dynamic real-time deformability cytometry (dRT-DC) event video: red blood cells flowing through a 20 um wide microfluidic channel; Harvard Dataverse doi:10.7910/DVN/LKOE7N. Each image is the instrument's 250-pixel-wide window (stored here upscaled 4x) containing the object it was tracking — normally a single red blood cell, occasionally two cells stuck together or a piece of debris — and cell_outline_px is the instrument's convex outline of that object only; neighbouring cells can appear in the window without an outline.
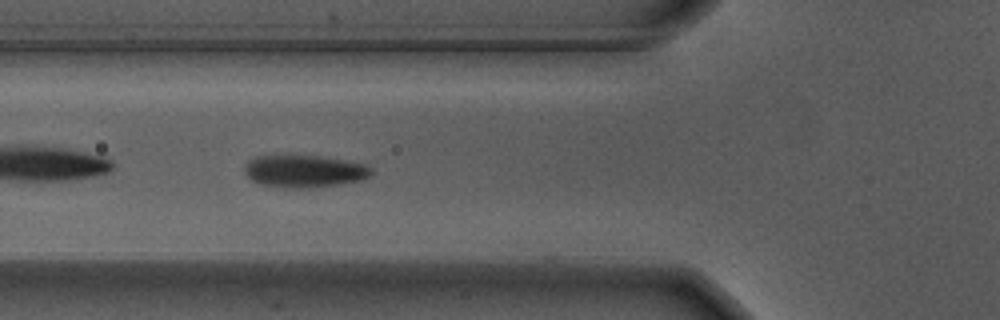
{"species": "Egyptian fruit bat (a non-hibernating species)", "species_latin": "Rousettus aegyptiacus", "temperature_condition": "warm", "stored_images_in_passage": 48, "camera_frame_rate_fps": 3000, "um_per_image_px": 0.085, "animal": {"sex": "male"}, "frame": {"image": 1, "passage_image": 20, "time_ms": 6.333, "image_size_px": [1000, 320], "cell_outline_px": [[372, 176], [364, 180], [340, 184], [312, 188], [284, 188], [260, 184], [252, 180], [244, 172], [244, 168], [248, 160], [256, 156], [320, 156], [364, 164], [372, 168]], "centroid_in_image_um": [25.88, 14.57], "position_along_channel_um": 99.9, "area_um2": 23.99}}
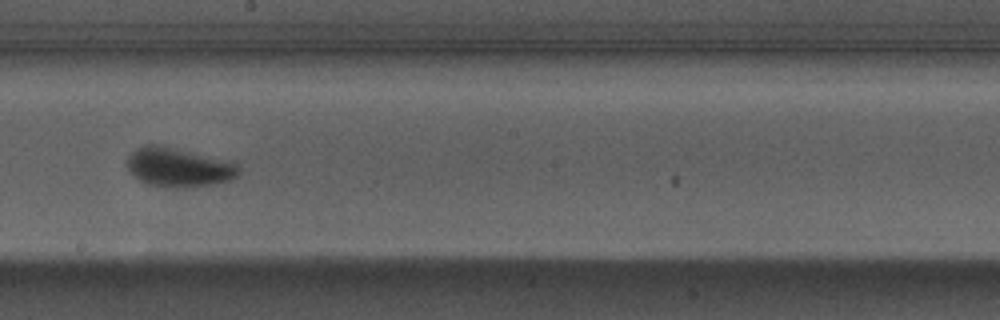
{"frame": {"image": 2, "passage_image": 31, "time_ms": 10.0, "image_size_px": [1000, 320], "cell_outline_px": [[240, 172], [232, 180], [216, 184], [176, 188], [164, 188], [148, 184], [140, 180], [124, 164], [128, 156], [132, 152], [144, 144], [160, 144], [236, 160], [240, 168]], "centroid_in_image_um": [15.26, 14.19], "position_along_channel_um": 232.9, "area_um2": 26.41}}
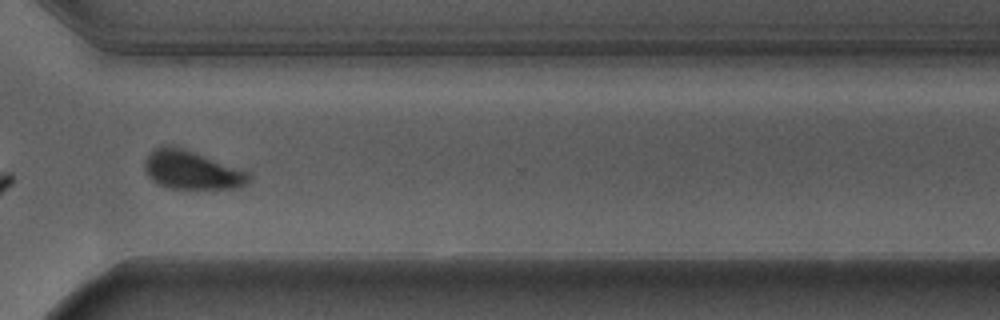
{"frame": {"image": 3, "passage_image": 41, "time_ms": 13.333, "image_size_px": [1000, 320], "cell_outline_px": [[252, 180], [248, 184], [240, 188], [168, 188], [156, 184], [144, 172], [144, 160], [160, 144], [176, 144], [248, 172], [252, 176]], "centroid_in_image_um": [16.28, 14.43], "position_along_channel_um": 354.3, "area_um2": 23.93}, "authors_computed_cell_mechanics": {"area_um2": 25.7499, "velocity_mm_per_s": 3.6305, "shape_relaxation_time_tau1_ms": 2.7369, "shape_relaxation_time_tau2_ms": null, "deformation_change_tau1": 0.1518, "deformation_change_tau2": null}}